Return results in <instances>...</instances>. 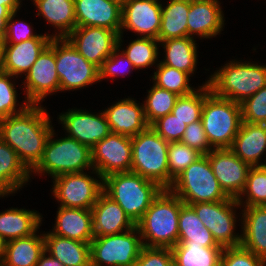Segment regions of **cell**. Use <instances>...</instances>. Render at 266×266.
Listing matches in <instances>:
<instances>
[{
    "mask_svg": "<svg viewBox=\"0 0 266 266\" xmlns=\"http://www.w3.org/2000/svg\"><path fill=\"white\" fill-rule=\"evenodd\" d=\"M42 106L30 104L21 113L0 121V139L18 154L30 171L41 160L53 129L50 115Z\"/></svg>",
    "mask_w": 266,
    "mask_h": 266,
    "instance_id": "cell-1",
    "label": "cell"
},
{
    "mask_svg": "<svg viewBox=\"0 0 266 266\" xmlns=\"http://www.w3.org/2000/svg\"><path fill=\"white\" fill-rule=\"evenodd\" d=\"M184 202L170 189H162L136 223L143 246L172 248L178 243V220Z\"/></svg>",
    "mask_w": 266,
    "mask_h": 266,
    "instance_id": "cell-2",
    "label": "cell"
},
{
    "mask_svg": "<svg viewBox=\"0 0 266 266\" xmlns=\"http://www.w3.org/2000/svg\"><path fill=\"white\" fill-rule=\"evenodd\" d=\"M162 189L156 182L132 171L112 173L103 178V192L117 202L135 224Z\"/></svg>",
    "mask_w": 266,
    "mask_h": 266,
    "instance_id": "cell-3",
    "label": "cell"
},
{
    "mask_svg": "<svg viewBox=\"0 0 266 266\" xmlns=\"http://www.w3.org/2000/svg\"><path fill=\"white\" fill-rule=\"evenodd\" d=\"M54 135L56 133L53 128L46 142L41 160L31 170V176L36 173L37 175L47 174L53 179L66 173L84 172L86 169V171L92 170L91 174L94 173L97 178L103 179L94 170L90 147L67 135L60 139H55Z\"/></svg>",
    "mask_w": 266,
    "mask_h": 266,
    "instance_id": "cell-4",
    "label": "cell"
},
{
    "mask_svg": "<svg viewBox=\"0 0 266 266\" xmlns=\"http://www.w3.org/2000/svg\"><path fill=\"white\" fill-rule=\"evenodd\" d=\"M221 67L208 78L211 91L219 97L241 104L266 86V65L235 59Z\"/></svg>",
    "mask_w": 266,
    "mask_h": 266,
    "instance_id": "cell-5",
    "label": "cell"
},
{
    "mask_svg": "<svg viewBox=\"0 0 266 266\" xmlns=\"http://www.w3.org/2000/svg\"><path fill=\"white\" fill-rule=\"evenodd\" d=\"M201 122L214 149L230 148L242 123L241 105L217 96L206 84Z\"/></svg>",
    "mask_w": 266,
    "mask_h": 266,
    "instance_id": "cell-6",
    "label": "cell"
},
{
    "mask_svg": "<svg viewBox=\"0 0 266 266\" xmlns=\"http://www.w3.org/2000/svg\"><path fill=\"white\" fill-rule=\"evenodd\" d=\"M131 171L156 182L161 188L169 189L168 146L150 126L131 137Z\"/></svg>",
    "mask_w": 266,
    "mask_h": 266,
    "instance_id": "cell-7",
    "label": "cell"
},
{
    "mask_svg": "<svg viewBox=\"0 0 266 266\" xmlns=\"http://www.w3.org/2000/svg\"><path fill=\"white\" fill-rule=\"evenodd\" d=\"M169 189L187 205L230 198L221 188L206 155L184 169Z\"/></svg>",
    "mask_w": 266,
    "mask_h": 266,
    "instance_id": "cell-8",
    "label": "cell"
},
{
    "mask_svg": "<svg viewBox=\"0 0 266 266\" xmlns=\"http://www.w3.org/2000/svg\"><path fill=\"white\" fill-rule=\"evenodd\" d=\"M142 248L137 227L119 234L94 236L90 243L91 266H134Z\"/></svg>",
    "mask_w": 266,
    "mask_h": 266,
    "instance_id": "cell-9",
    "label": "cell"
},
{
    "mask_svg": "<svg viewBox=\"0 0 266 266\" xmlns=\"http://www.w3.org/2000/svg\"><path fill=\"white\" fill-rule=\"evenodd\" d=\"M60 92L79 90L99 81V68L87 61L66 38H55Z\"/></svg>",
    "mask_w": 266,
    "mask_h": 266,
    "instance_id": "cell-10",
    "label": "cell"
},
{
    "mask_svg": "<svg viewBox=\"0 0 266 266\" xmlns=\"http://www.w3.org/2000/svg\"><path fill=\"white\" fill-rule=\"evenodd\" d=\"M195 210L205 227L211 231L213 238L222 248L241 245V234H236V208L240 205L235 198L219 202L193 203ZM235 232V233H234Z\"/></svg>",
    "mask_w": 266,
    "mask_h": 266,
    "instance_id": "cell-11",
    "label": "cell"
},
{
    "mask_svg": "<svg viewBox=\"0 0 266 266\" xmlns=\"http://www.w3.org/2000/svg\"><path fill=\"white\" fill-rule=\"evenodd\" d=\"M52 181L53 196L65 208L91 209L103 192V179L85 172L62 174Z\"/></svg>",
    "mask_w": 266,
    "mask_h": 266,
    "instance_id": "cell-12",
    "label": "cell"
},
{
    "mask_svg": "<svg viewBox=\"0 0 266 266\" xmlns=\"http://www.w3.org/2000/svg\"><path fill=\"white\" fill-rule=\"evenodd\" d=\"M22 89L30 104L41 105L44 98L60 92V81L56 71L55 38L41 52L30 70L25 74Z\"/></svg>",
    "mask_w": 266,
    "mask_h": 266,
    "instance_id": "cell-13",
    "label": "cell"
},
{
    "mask_svg": "<svg viewBox=\"0 0 266 266\" xmlns=\"http://www.w3.org/2000/svg\"><path fill=\"white\" fill-rule=\"evenodd\" d=\"M94 170L104 178L117 172H130L132 164L131 137L110 133L96 143L92 149Z\"/></svg>",
    "mask_w": 266,
    "mask_h": 266,
    "instance_id": "cell-14",
    "label": "cell"
},
{
    "mask_svg": "<svg viewBox=\"0 0 266 266\" xmlns=\"http://www.w3.org/2000/svg\"><path fill=\"white\" fill-rule=\"evenodd\" d=\"M118 36L108 28L76 26L66 39L87 61L100 68L118 48Z\"/></svg>",
    "mask_w": 266,
    "mask_h": 266,
    "instance_id": "cell-15",
    "label": "cell"
},
{
    "mask_svg": "<svg viewBox=\"0 0 266 266\" xmlns=\"http://www.w3.org/2000/svg\"><path fill=\"white\" fill-rule=\"evenodd\" d=\"M66 134L79 143L92 147L111 133L104 111L92 113L82 109H68L59 115Z\"/></svg>",
    "mask_w": 266,
    "mask_h": 266,
    "instance_id": "cell-16",
    "label": "cell"
},
{
    "mask_svg": "<svg viewBox=\"0 0 266 266\" xmlns=\"http://www.w3.org/2000/svg\"><path fill=\"white\" fill-rule=\"evenodd\" d=\"M206 156L223 191L237 199L244 190L251 166L229 148L213 149Z\"/></svg>",
    "mask_w": 266,
    "mask_h": 266,
    "instance_id": "cell-17",
    "label": "cell"
},
{
    "mask_svg": "<svg viewBox=\"0 0 266 266\" xmlns=\"http://www.w3.org/2000/svg\"><path fill=\"white\" fill-rule=\"evenodd\" d=\"M160 2L157 0H128L122 6L120 35H123L124 30H129L137 33L138 37L158 40L162 9Z\"/></svg>",
    "mask_w": 266,
    "mask_h": 266,
    "instance_id": "cell-18",
    "label": "cell"
},
{
    "mask_svg": "<svg viewBox=\"0 0 266 266\" xmlns=\"http://www.w3.org/2000/svg\"><path fill=\"white\" fill-rule=\"evenodd\" d=\"M52 34H39L20 43H3L0 70L15 76L26 74L41 52L49 45Z\"/></svg>",
    "mask_w": 266,
    "mask_h": 266,
    "instance_id": "cell-19",
    "label": "cell"
},
{
    "mask_svg": "<svg viewBox=\"0 0 266 266\" xmlns=\"http://www.w3.org/2000/svg\"><path fill=\"white\" fill-rule=\"evenodd\" d=\"M76 26L103 27L121 33L122 6L112 0H74Z\"/></svg>",
    "mask_w": 266,
    "mask_h": 266,
    "instance_id": "cell-20",
    "label": "cell"
},
{
    "mask_svg": "<svg viewBox=\"0 0 266 266\" xmlns=\"http://www.w3.org/2000/svg\"><path fill=\"white\" fill-rule=\"evenodd\" d=\"M224 14L218 0H190L187 14L188 37L195 35L210 39L221 34L224 27Z\"/></svg>",
    "mask_w": 266,
    "mask_h": 266,
    "instance_id": "cell-21",
    "label": "cell"
},
{
    "mask_svg": "<svg viewBox=\"0 0 266 266\" xmlns=\"http://www.w3.org/2000/svg\"><path fill=\"white\" fill-rule=\"evenodd\" d=\"M136 102L135 99L128 97L104 110L111 133L133 137L149 127L144 105Z\"/></svg>",
    "mask_w": 266,
    "mask_h": 266,
    "instance_id": "cell-22",
    "label": "cell"
},
{
    "mask_svg": "<svg viewBox=\"0 0 266 266\" xmlns=\"http://www.w3.org/2000/svg\"><path fill=\"white\" fill-rule=\"evenodd\" d=\"M94 236H106L128 231L136 224L120 205L102 192L91 208Z\"/></svg>",
    "mask_w": 266,
    "mask_h": 266,
    "instance_id": "cell-23",
    "label": "cell"
},
{
    "mask_svg": "<svg viewBox=\"0 0 266 266\" xmlns=\"http://www.w3.org/2000/svg\"><path fill=\"white\" fill-rule=\"evenodd\" d=\"M229 149L251 167L263 166L264 163L260 162V160L266 151V124H253L242 121Z\"/></svg>",
    "mask_w": 266,
    "mask_h": 266,
    "instance_id": "cell-24",
    "label": "cell"
},
{
    "mask_svg": "<svg viewBox=\"0 0 266 266\" xmlns=\"http://www.w3.org/2000/svg\"><path fill=\"white\" fill-rule=\"evenodd\" d=\"M55 235L91 243L94 238L91 209L58 207L52 231Z\"/></svg>",
    "mask_w": 266,
    "mask_h": 266,
    "instance_id": "cell-25",
    "label": "cell"
},
{
    "mask_svg": "<svg viewBox=\"0 0 266 266\" xmlns=\"http://www.w3.org/2000/svg\"><path fill=\"white\" fill-rule=\"evenodd\" d=\"M241 214V246L266 261V208L244 207Z\"/></svg>",
    "mask_w": 266,
    "mask_h": 266,
    "instance_id": "cell-26",
    "label": "cell"
},
{
    "mask_svg": "<svg viewBox=\"0 0 266 266\" xmlns=\"http://www.w3.org/2000/svg\"><path fill=\"white\" fill-rule=\"evenodd\" d=\"M31 171L18 154L0 139V197L4 198L20 190L31 180Z\"/></svg>",
    "mask_w": 266,
    "mask_h": 266,
    "instance_id": "cell-27",
    "label": "cell"
},
{
    "mask_svg": "<svg viewBox=\"0 0 266 266\" xmlns=\"http://www.w3.org/2000/svg\"><path fill=\"white\" fill-rule=\"evenodd\" d=\"M45 251L64 266H91L90 243L69 239L51 232L44 234Z\"/></svg>",
    "mask_w": 266,
    "mask_h": 266,
    "instance_id": "cell-28",
    "label": "cell"
},
{
    "mask_svg": "<svg viewBox=\"0 0 266 266\" xmlns=\"http://www.w3.org/2000/svg\"><path fill=\"white\" fill-rule=\"evenodd\" d=\"M36 233L7 241L0 266H37L45 251V239L44 233Z\"/></svg>",
    "mask_w": 266,
    "mask_h": 266,
    "instance_id": "cell-29",
    "label": "cell"
},
{
    "mask_svg": "<svg viewBox=\"0 0 266 266\" xmlns=\"http://www.w3.org/2000/svg\"><path fill=\"white\" fill-rule=\"evenodd\" d=\"M37 16L45 18L57 32L52 38H66L76 28L74 0H32Z\"/></svg>",
    "mask_w": 266,
    "mask_h": 266,
    "instance_id": "cell-30",
    "label": "cell"
},
{
    "mask_svg": "<svg viewBox=\"0 0 266 266\" xmlns=\"http://www.w3.org/2000/svg\"><path fill=\"white\" fill-rule=\"evenodd\" d=\"M43 216L25 208H9L0 212V236L7 242L27 237L40 229Z\"/></svg>",
    "mask_w": 266,
    "mask_h": 266,
    "instance_id": "cell-31",
    "label": "cell"
},
{
    "mask_svg": "<svg viewBox=\"0 0 266 266\" xmlns=\"http://www.w3.org/2000/svg\"><path fill=\"white\" fill-rule=\"evenodd\" d=\"M192 37L172 38L159 41L164 49V59L160 63L188 74H194L198 60L197 43Z\"/></svg>",
    "mask_w": 266,
    "mask_h": 266,
    "instance_id": "cell-32",
    "label": "cell"
},
{
    "mask_svg": "<svg viewBox=\"0 0 266 266\" xmlns=\"http://www.w3.org/2000/svg\"><path fill=\"white\" fill-rule=\"evenodd\" d=\"M178 243L176 245H197L202 247H221L217 244L210 230L197 216L195 210L183 204L179 212Z\"/></svg>",
    "mask_w": 266,
    "mask_h": 266,
    "instance_id": "cell-33",
    "label": "cell"
},
{
    "mask_svg": "<svg viewBox=\"0 0 266 266\" xmlns=\"http://www.w3.org/2000/svg\"><path fill=\"white\" fill-rule=\"evenodd\" d=\"M167 3L161 9L158 40L188 37L187 14L190 0H169Z\"/></svg>",
    "mask_w": 266,
    "mask_h": 266,
    "instance_id": "cell-34",
    "label": "cell"
},
{
    "mask_svg": "<svg viewBox=\"0 0 266 266\" xmlns=\"http://www.w3.org/2000/svg\"><path fill=\"white\" fill-rule=\"evenodd\" d=\"M171 250L178 266H219L223 248L175 245Z\"/></svg>",
    "mask_w": 266,
    "mask_h": 266,
    "instance_id": "cell-35",
    "label": "cell"
},
{
    "mask_svg": "<svg viewBox=\"0 0 266 266\" xmlns=\"http://www.w3.org/2000/svg\"><path fill=\"white\" fill-rule=\"evenodd\" d=\"M156 65V72L152 75L154 85L174 92L178 96H185L197 90L189 84L190 76L192 75L160 62Z\"/></svg>",
    "mask_w": 266,
    "mask_h": 266,
    "instance_id": "cell-36",
    "label": "cell"
},
{
    "mask_svg": "<svg viewBox=\"0 0 266 266\" xmlns=\"http://www.w3.org/2000/svg\"><path fill=\"white\" fill-rule=\"evenodd\" d=\"M179 96L153 84L144 99V114L146 121L151 126L156 120L171 113Z\"/></svg>",
    "mask_w": 266,
    "mask_h": 266,
    "instance_id": "cell-37",
    "label": "cell"
},
{
    "mask_svg": "<svg viewBox=\"0 0 266 266\" xmlns=\"http://www.w3.org/2000/svg\"><path fill=\"white\" fill-rule=\"evenodd\" d=\"M245 198V201H243ZM243 207L264 206L266 203V168L252 166L249 169L244 190L236 199Z\"/></svg>",
    "mask_w": 266,
    "mask_h": 266,
    "instance_id": "cell-38",
    "label": "cell"
},
{
    "mask_svg": "<svg viewBox=\"0 0 266 266\" xmlns=\"http://www.w3.org/2000/svg\"><path fill=\"white\" fill-rule=\"evenodd\" d=\"M159 40L154 38L138 37L127 46L122 52L133 64L136 69L149 68L158 61Z\"/></svg>",
    "mask_w": 266,
    "mask_h": 266,
    "instance_id": "cell-39",
    "label": "cell"
},
{
    "mask_svg": "<svg viewBox=\"0 0 266 266\" xmlns=\"http://www.w3.org/2000/svg\"><path fill=\"white\" fill-rule=\"evenodd\" d=\"M209 80L199 86L197 90L185 96H179L171 114L189 125L195 121L201 120V113L204 101L206 99V84Z\"/></svg>",
    "mask_w": 266,
    "mask_h": 266,
    "instance_id": "cell-40",
    "label": "cell"
},
{
    "mask_svg": "<svg viewBox=\"0 0 266 266\" xmlns=\"http://www.w3.org/2000/svg\"><path fill=\"white\" fill-rule=\"evenodd\" d=\"M202 154L196 149L186 144L169 142L168 146V171H169V188L174 180L186 169L191 163H194Z\"/></svg>",
    "mask_w": 266,
    "mask_h": 266,
    "instance_id": "cell-41",
    "label": "cell"
},
{
    "mask_svg": "<svg viewBox=\"0 0 266 266\" xmlns=\"http://www.w3.org/2000/svg\"><path fill=\"white\" fill-rule=\"evenodd\" d=\"M11 78L14 80L15 76L0 70V121L11 115L21 113L30 105L25 99L23 104L17 108V86Z\"/></svg>",
    "mask_w": 266,
    "mask_h": 266,
    "instance_id": "cell-42",
    "label": "cell"
},
{
    "mask_svg": "<svg viewBox=\"0 0 266 266\" xmlns=\"http://www.w3.org/2000/svg\"><path fill=\"white\" fill-rule=\"evenodd\" d=\"M122 37L123 35L118 36V48L103 61L102 66L99 68V81L104 80L106 78L108 79L109 77H118L119 73L124 77L127 72H132V70L135 69L131 61L120 50L121 46H123L121 44L123 42Z\"/></svg>",
    "mask_w": 266,
    "mask_h": 266,
    "instance_id": "cell-43",
    "label": "cell"
},
{
    "mask_svg": "<svg viewBox=\"0 0 266 266\" xmlns=\"http://www.w3.org/2000/svg\"><path fill=\"white\" fill-rule=\"evenodd\" d=\"M240 105L243 122L266 124V86L245 99Z\"/></svg>",
    "mask_w": 266,
    "mask_h": 266,
    "instance_id": "cell-44",
    "label": "cell"
},
{
    "mask_svg": "<svg viewBox=\"0 0 266 266\" xmlns=\"http://www.w3.org/2000/svg\"><path fill=\"white\" fill-rule=\"evenodd\" d=\"M219 266H266V261L239 245L223 248Z\"/></svg>",
    "mask_w": 266,
    "mask_h": 266,
    "instance_id": "cell-45",
    "label": "cell"
},
{
    "mask_svg": "<svg viewBox=\"0 0 266 266\" xmlns=\"http://www.w3.org/2000/svg\"><path fill=\"white\" fill-rule=\"evenodd\" d=\"M150 127L165 141L177 142L183 137L187 125L169 113L156 120Z\"/></svg>",
    "mask_w": 266,
    "mask_h": 266,
    "instance_id": "cell-46",
    "label": "cell"
},
{
    "mask_svg": "<svg viewBox=\"0 0 266 266\" xmlns=\"http://www.w3.org/2000/svg\"><path fill=\"white\" fill-rule=\"evenodd\" d=\"M180 142L196 149L202 155H207L214 149L208 141L201 120L187 125Z\"/></svg>",
    "mask_w": 266,
    "mask_h": 266,
    "instance_id": "cell-47",
    "label": "cell"
},
{
    "mask_svg": "<svg viewBox=\"0 0 266 266\" xmlns=\"http://www.w3.org/2000/svg\"><path fill=\"white\" fill-rule=\"evenodd\" d=\"M172 260L171 248L143 246L134 266H167Z\"/></svg>",
    "mask_w": 266,
    "mask_h": 266,
    "instance_id": "cell-48",
    "label": "cell"
},
{
    "mask_svg": "<svg viewBox=\"0 0 266 266\" xmlns=\"http://www.w3.org/2000/svg\"><path fill=\"white\" fill-rule=\"evenodd\" d=\"M17 12H13L7 20V31L3 38V43H20L22 41L36 38L39 34H34L33 27L24 21H13Z\"/></svg>",
    "mask_w": 266,
    "mask_h": 266,
    "instance_id": "cell-49",
    "label": "cell"
},
{
    "mask_svg": "<svg viewBox=\"0 0 266 266\" xmlns=\"http://www.w3.org/2000/svg\"><path fill=\"white\" fill-rule=\"evenodd\" d=\"M13 12L7 7L0 5V36L4 38L7 31V20Z\"/></svg>",
    "mask_w": 266,
    "mask_h": 266,
    "instance_id": "cell-50",
    "label": "cell"
},
{
    "mask_svg": "<svg viewBox=\"0 0 266 266\" xmlns=\"http://www.w3.org/2000/svg\"><path fill=\"white\" fill-rule=\"evenodd\" d=\"M37 266H64L59 260L44 251L39 258Z\"/></svg>",
    "mask_w": 266,
    "mask_h": 266,
    "instance_id": "cell-51",
    "label": "cell"
},
{
    "mask_svg": "<svg viewBox=\"0 0 266 266\" xmlns=\"http://www.w3.org/2000/svg\"><path fill=\"white\" fill-rule=\"evenodd\" d=\"M22 0H0V5L7 6L12 12H18Z\"/></svg>",
    "mask_w": 266,
    "mask_h": 266,
    "instance_id": "cell-52",
    "label": "cell"
},
{
    "mask_svg": "<svg viewBox=\"0 0 266 266\" xmlns=\"http://www.w3.org/2000/svg\"><path fill=\"white\" fill-rule=\"evenodd\" d=\"M5 244H6V241L0 236V265H1V261L5 253Z\"/></svg>",
    "mask_w": 266,
    "mask_h": 266,
    "instance_id": "cell-53",
    "label": "cell"
},
{
    "mask_svg": "<svg viewBox=\"0 0 266 266\" xmlns=\"http://www.w3.org/2000/svg\"><path fill=\"white\" fill-rule=\"evenodd\" d=\"M2 51H3V38L0 36V65L2 59Z\"/></svg>",
    "mask_w": 266,
    "mask_h": 266,
    "instance_id": "cell-54",
    "label": "cell"
},
{
    "mask_svg": "<svg viewBox=\"0 0 266 266\" xmlns=\"http://www.w3.org/2000/svg\"><path fill=\"white\" fill-rule=\"evenodd\" d=\"M112 1L117 2L118 4L123 6L128 0H112Z\"/></svg>",
    "mask_w": 266,
    "mask_h": 266,
    "instance_id": "cell-55",
    "label": "cell"
},
{
    "mask_svg": "<svg viewBox=\"0 0 266 266\" xmlns=\"http://www.w3.org/2000/svg\"><path fill=\"white\" fill-rule=\"evenodd\" d=\"M167 266H178L174 259Z\"/></svg>",
    "mask_w": 266,
    "mask_h": 266,
    "instance_id": "cell-56",
    "label": "cell"
}]
</instances>
